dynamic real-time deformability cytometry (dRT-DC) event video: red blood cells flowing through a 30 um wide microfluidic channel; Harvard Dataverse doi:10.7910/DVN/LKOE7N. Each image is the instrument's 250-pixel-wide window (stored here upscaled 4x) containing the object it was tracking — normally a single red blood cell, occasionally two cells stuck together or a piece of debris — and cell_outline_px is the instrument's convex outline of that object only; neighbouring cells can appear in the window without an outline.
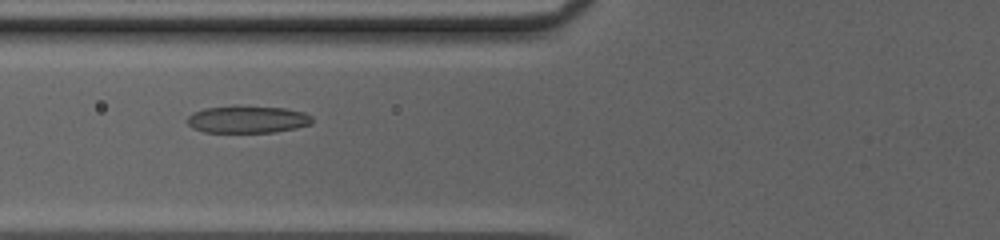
{"species": "common noctule bat (a hibernating species)", "species_latin": "Nyctalus noctula", "temperature_condition": "cold", "stored_images_in_passage": 46, "camera_frame_rate_fps": 3000, "um_per_image_px": 0.085, "animal": {"sex": "female", "body_mass_g": 20.0, "forearm_length_mm": 54.0}, "frame": {"image": 1, "passage_image": 17, "time_ms": 5.333, "image_size_px": [1000, 240], "cell_outline_px": [[312, 124], [296, 128], [276, 132], [204, 132], [192, 128], [188, 124], [188, 116], [192, 112], [204, 108], [232, 104], [236, 104], [284, 108], [304, 112], [312, 116]], "centroid_in_image_um": [21.02, 10.12], "position_along_channel_um": 104.8, "area_um2": 20.4}}
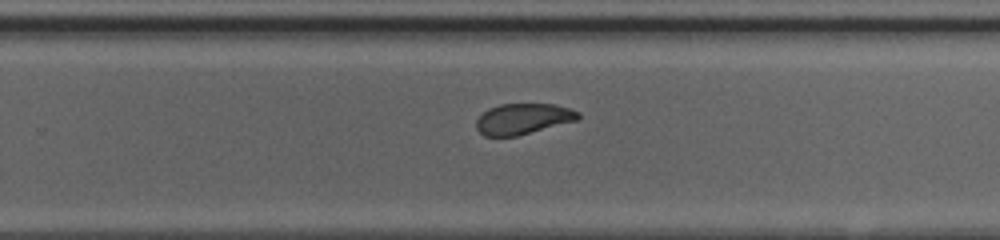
{"frame": {"image": 2, "passage_image": 30, "time_ms": 9.667, "image_size_px": [1000, 240], "cell_outline_px": [[580, 116], [576, 120], [516, 136], [484, 136], [476, 128], [476, 120], [488, 108], [500, 104], [556, 104], [580, 112]], "centroid_in_image_um": [44.43, 10.09], "position_along_channel_um": 285.4, "area_um2": 18.09}}
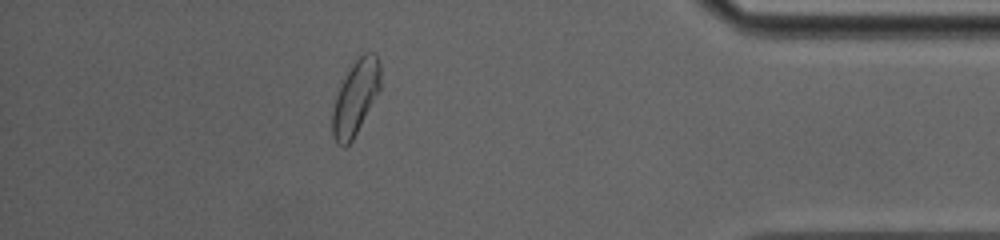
{"frame": {"image": 3, "passage_image": 41, "time_ms": 13.333, "image_size_px": [1000, 240], "cell_outline_px": [[380, 92], [352, 140], [344, 148], [336, 144], [332, 136], [332, 112], [336, 96], [352, 64], [364, 52], [372, 52], [376, 56], [380, 64]], "centroid_in_image_um": [30.23, 8.34], "position_along_channel_um": 405.0, "area_um2": 20.69}, "authors_computed_cell_mechanics": {"area_um2": 20.0277, "velocity_mm_per_s": 4.163, "shape_relaxation_time_tau1_ms": 3.7992, "shape_relaxation_time_tau2_ms": 1.3203, "deformation_change_tau1": 0.1308, "deformation_change_tau2": 0.0656}}